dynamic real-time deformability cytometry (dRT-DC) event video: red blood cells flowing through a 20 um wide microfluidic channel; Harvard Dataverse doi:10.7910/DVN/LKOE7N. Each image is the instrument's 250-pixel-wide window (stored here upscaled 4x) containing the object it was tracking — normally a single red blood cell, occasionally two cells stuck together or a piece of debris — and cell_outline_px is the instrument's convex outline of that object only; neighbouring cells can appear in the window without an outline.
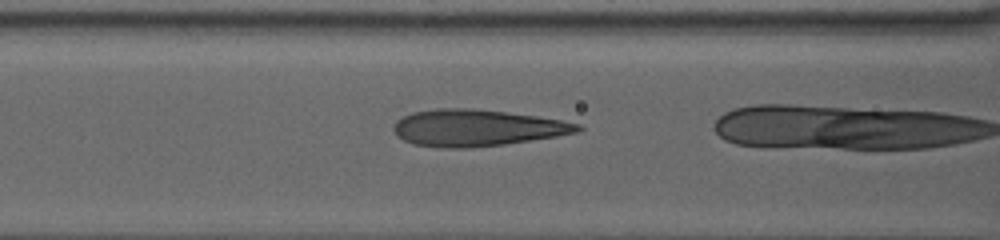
{"species": "human", "species_latin": "Homo sapiens", "temperature_condition": "warm", "stored_images_in_passage": 24, "camera_frame_rate_fps": 3000, "um_per_image_px": 0.085, "donor": {"sex": "female"}, "frame": {"image": 1, "passage_image": 22, "time_ms": 9.0, "image_size_px": [1000, 240], "cell_outline_px": [[584, 128], [580, 132], [556, 136], [504, 144], [468, 148], [444, 148], [412, 144], [396, 136], [392, 128], [396, 120], [412, 112], [436, 108], [472, 108], [536, 116], [560, 120], [580, 124]], "centroid_in_image_um": [40.49, 10.87], "position_along_channel_um": 126.1, "area_um2": 39.3}}